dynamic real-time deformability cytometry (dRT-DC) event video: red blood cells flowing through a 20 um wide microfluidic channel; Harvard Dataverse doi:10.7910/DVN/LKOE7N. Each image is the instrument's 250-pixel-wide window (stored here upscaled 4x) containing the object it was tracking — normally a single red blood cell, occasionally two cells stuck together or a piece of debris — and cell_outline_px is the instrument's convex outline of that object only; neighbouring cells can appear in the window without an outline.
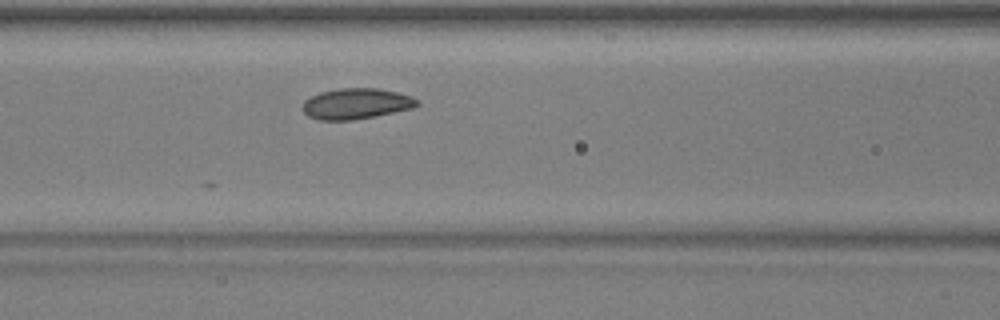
{"species": "common noctule bat (a hibernating species)", "species_latin": "Nyctalus noctula", "temperature_condition": "warm", "stored_images_in_passage": 6, "camera_frame_rate_fps": 3000, "um_per_image_px": 0.085, "animal": {"sex": "male", "body_mass_g": 17.9, "forearm_length_mm": 54.2}, "frame": {"image": 1, "passage_image": 6, "time_ms": 1.667, "image_size_px": [1000, 320], "cell_outline_px": [[420, 104], [416, 108], [352, 120], [320, 120], [308, 116], [304, 112], [304, 100], [320, 92], [336, 88], [376, 88], [396, 92], [412, 96]], "centroid_in_image_um": [30.29, 8.81], "position_along_channel_um": 136.3, "area_um2": 20.46}}